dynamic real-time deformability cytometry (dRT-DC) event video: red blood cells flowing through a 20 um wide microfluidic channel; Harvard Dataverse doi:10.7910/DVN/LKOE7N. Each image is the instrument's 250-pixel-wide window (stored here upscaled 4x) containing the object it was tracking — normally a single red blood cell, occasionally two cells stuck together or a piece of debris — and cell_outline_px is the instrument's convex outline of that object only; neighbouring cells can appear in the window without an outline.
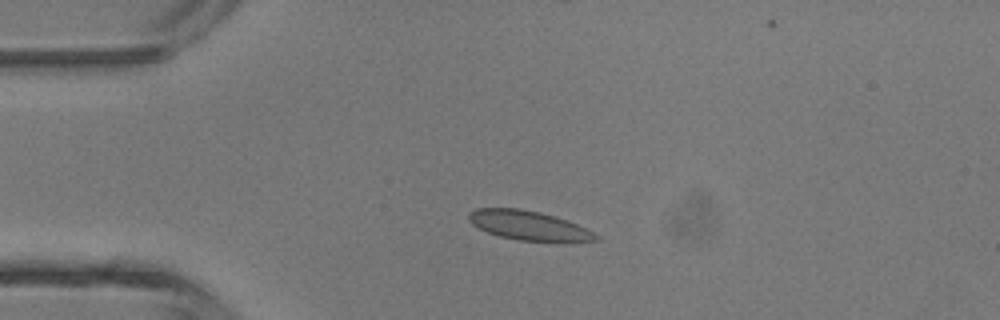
{"species": "common noctule bat (a hibernating species)", "species_latin": "Nyctalus noctula", "temperature_condition": "room temperature", "stored_images_in_passage": 40, "camera_frame_rate_fps": 3000, "um_per_image_px": 0.085, "animal": {"sex": "male", "body_mass_g": 13.3}, "frame": {"image": 1, "passage_image": 9, "time_ms": 2.667, "image_size_px": [1000, 320], "cell_outline_px": [[600, 240], [520, 240], [500, 236], [488, 232], [472, 224], [468, 220], [468, 212], [476, 208], [520, 208], [540, 212], [576, 224], [600, 236]], "centroid_in_image_um": [44.84, 19.13], "position_along_channel_um": 40.2, "area_um2": 20.98}}
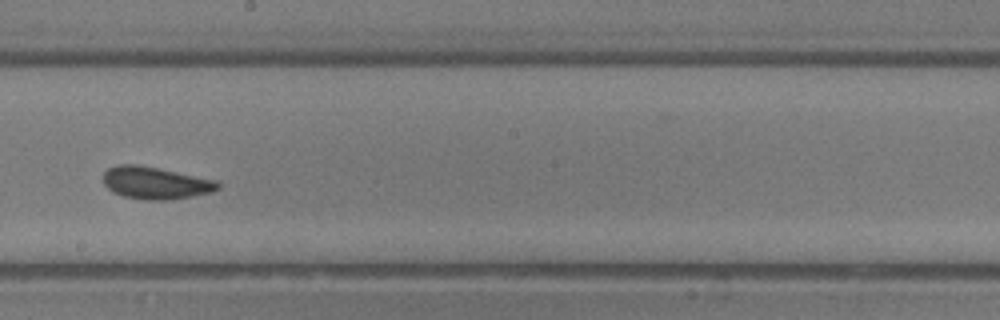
{"frame": {"image": 2, "passage_image": 24, "time_ms": 7.667, "image_size_px": [1000, 320], "cell_outline_px": [[220, 188], [212, 192], [172, 200], [148, 200], [124, 196], [112, 192], [104, 184], [104, 172], [108, 168], [120, 164], [136, 164], [220, 180]], "centroid_in_image_um": [13.26, 15.55], "position_along_channel_um": 234.9, "area_um2": 21.68}}
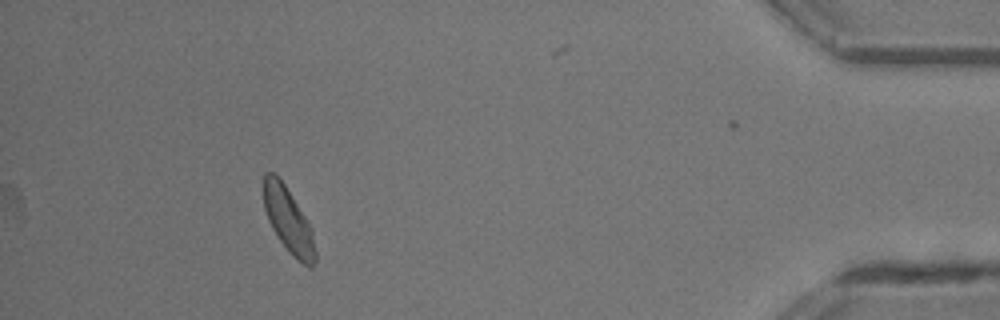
{"frame": {"image": 3, "passage_image": 40, "time_ms": 13.0, "image_size_px": [1000, 320], "cell_outline_px": [[316, 260], [312, 268], [308, 268], [296, 260], [288, 252], [276, 236], [268, 220], [264, 208], [264, 172], [276, 172], [284, 184], [312, 228], [316, 252]], "centroid_in_image_um": [24.52, 18.78], "position_along_channel_um": 410.7, "area_um2": 19.77}, "authors_computed_cell_mechanics": {"area_um2": 21.1259, "velocity_mm_per_s": 4.4575, "shape_relaxation_time_tau1_ms": 2.9662, "shape_relaxation_time_tau2_ms": null, "deformation_change_tau1": 0.0826, "deformation_change_tau2": null}}